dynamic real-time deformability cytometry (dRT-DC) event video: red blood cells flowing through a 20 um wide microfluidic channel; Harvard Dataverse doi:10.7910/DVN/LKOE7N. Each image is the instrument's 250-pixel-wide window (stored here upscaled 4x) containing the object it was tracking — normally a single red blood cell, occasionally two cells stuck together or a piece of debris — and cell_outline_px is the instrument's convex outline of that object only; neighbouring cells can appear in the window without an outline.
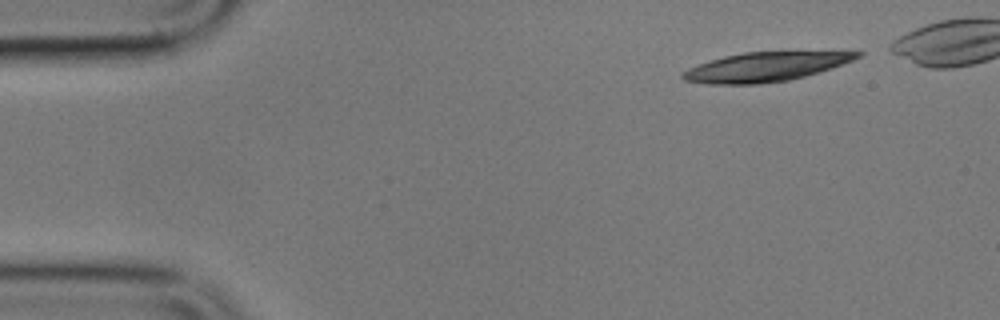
{"species": "common noctule bat (a hibernating species)", "species_latin": "Nyctalus noctula", "temperature_condition": "cold", "stored_images_in_passage": 4, "camera_frame_rate_fps": 3000, "um_per_image_px": 0.085, "animal": {"sex": "male", "body_mass_g": 17.9}, "frame": {"image": 1, "passage_image": 1, "time_ms": 0.0, "image_size_px": [1000, 320], "cell_outline_px": [[864, 52], [860, 56], [852, 60], [832, 68], [820, 72], [788, 80], [760, 84], [708, 84], [684, 80], [680, 76], [680, 72], [688, 68], [724, 56], [744, 52], [796, 48]], "centroid_in_image_um": [65.18, 5.62], "position_along_channel_um": 19.8, "area_um2": 31.1}}